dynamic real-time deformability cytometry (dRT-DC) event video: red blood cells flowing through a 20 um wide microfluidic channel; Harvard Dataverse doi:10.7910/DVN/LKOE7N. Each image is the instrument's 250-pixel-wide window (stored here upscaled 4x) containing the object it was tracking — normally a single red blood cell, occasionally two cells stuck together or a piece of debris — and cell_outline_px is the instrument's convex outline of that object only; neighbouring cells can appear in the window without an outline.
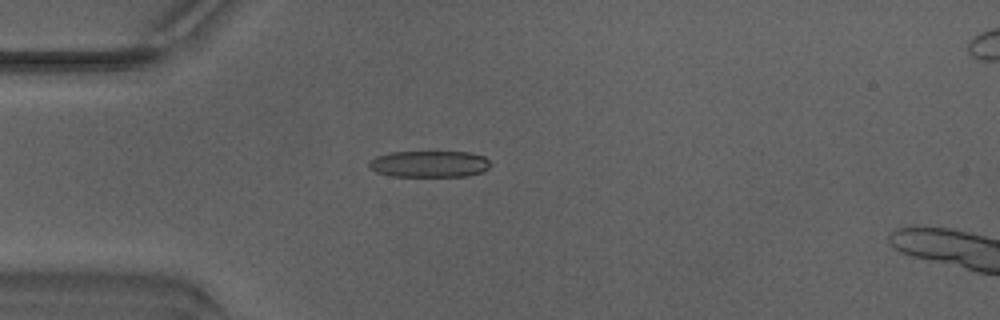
{"species": "Egyptian fruit bat (a non-hibernating species)", "species_latin": "Rousettus aegyptiacus", "temperature_condition": "warm", "stored_images_in_passage": 48, "camera_frame_rate_fps": 3000, "um_per_image_px": 0.085, "animal": {"sex": "male"}, "frame": {"image": 1, "passage_image": 13, "time_ms": 4.0, "image_size_px": [1000, 320], "cell_outline_px": [[492, 164], [488, 168], [480, 172], [468, 176], [392, 176], [376, 172], [368, 164], [376, 156], [392, 152], [468, 152], [484, 156]], "centroid_in_image_um": [36.52, 13.94], "position_along_channel_um": 48.5, "area_um2": 18.61}}
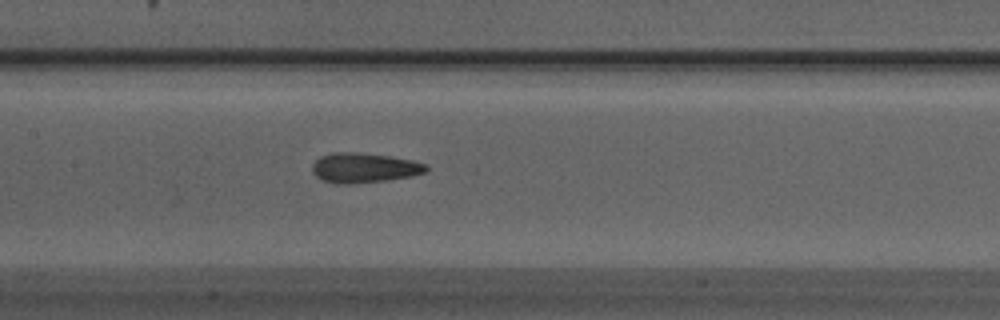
{"frame": {"image": 2, "passage_image": 23, "time_ms": 7.333, "image_size_px": [1000, 320], "cell_outline_px": [[428, 168], [424, 172], [412, 176], [388, 180], [352, 184], [336, 184], [320, 180], [312, 172], [312, 164], [320, 156], [332, 152], [356, 152], [388, 156], [412, 160], [428, 164]], "centroid_in_image_um": [30.91, 14.27], "position_along_channel_um": 176.5, "area_um2": 20.0}}
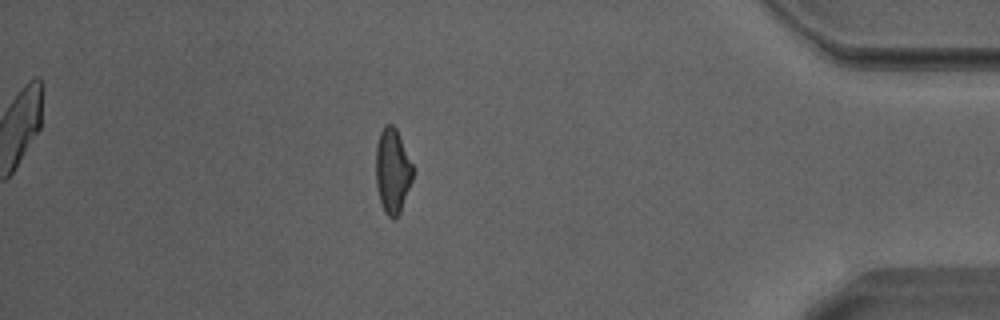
{"frame": {"image": 3, "passage_image": 42, "time_ms": 13.667, "image_size_px": [1000, 320], "cell_outline_px": [[412, 180], [400, 212], [396, 220], [392, 220], [384, 212], [380, 204], [376, 184], [376, 144], [380, 132], [384, 124], [392, 124], [396, 128], [412, 164]], "centroid_in_image_um": [33.34, 14.55], "position_along_channel_um": 401.9, "area_um2": 18.32}, "authors_computed_cell_mechanics": {"area_um2": 18.9295, "velocity_mm_per_s": 4.2456, "shape_relaxation_time_tau1_ms": null, "shape_relaxation_time_tau2_ms": 2.0603, "deformation_change_tau1": null, "deformation_change_tau2": 0.1196}}